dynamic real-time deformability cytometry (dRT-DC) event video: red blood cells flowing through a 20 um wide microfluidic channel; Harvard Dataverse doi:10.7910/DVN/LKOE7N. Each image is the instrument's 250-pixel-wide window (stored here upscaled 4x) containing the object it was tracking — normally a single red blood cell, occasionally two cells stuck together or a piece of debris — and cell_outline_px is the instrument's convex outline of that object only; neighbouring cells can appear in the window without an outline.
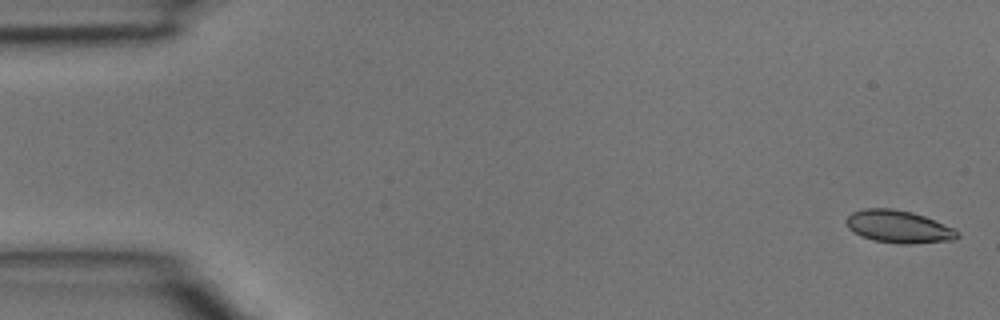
{"species": "common noctule bat (a hibernating species)", "species_latin": "Nyctalus noctula", "temperature_condition": "room temperature", "stored_images_in_passage": 44, "camera_frame_rate_fps": 3000, "um_per_image_px": 0.085, "animal": {"sex": "male", "body_mass_g": 15.6}, "frame": {"image": 1, "passage_image": 1, "time_ms": 0.0, "image_size_px": [1000, 320], "cell_outline_px": [[960, 236], [956, 240], [908, 244], [900, 244], [872, 240], [860, 236], [848, 228], [844, 220], [852, 212], [864, 208], [892, 208], [912, 212], [924, 216], [952, 228], [960, 232]], "centroid_in_image_um": [76.36, 19.27], "position_along_channel_um": 8.6, "area_um2": 21.21}}
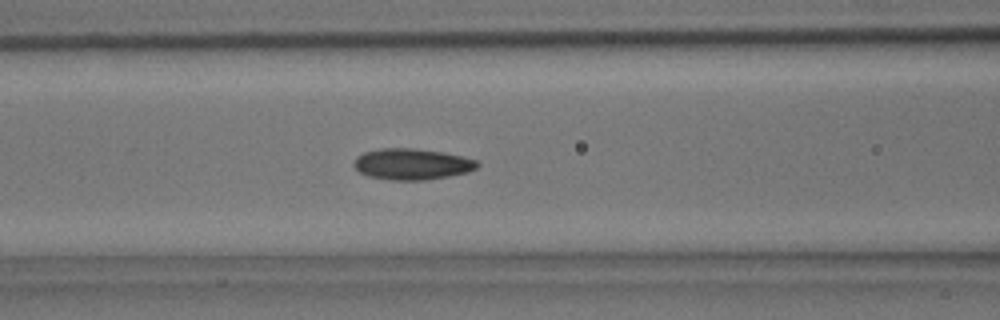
{"frame": {"image": 2, "passage_image": 18, "time_ms": 5.667, "image_size_px": [1000, 320], "cell_outline_px": [[480, 164], [476, 168], [468, 172], [448, 176], [424, 180], [392, 180], [368, 176], [360, 172], [352, 164], [356, 156], [364, 152], [380, 148], [416, 148], [444, 152], [476, 160]], "centroid_in_image_um": [34.99, 13.94], "position_along_channel_um": 131.6, "area_um2": 22.43}}
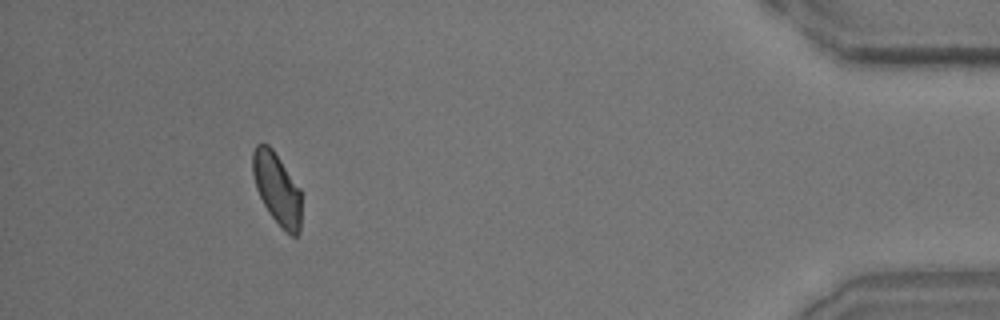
{"frame": {"image": 3, "passage_image": 41, "time_ms": 13.333, "image_size_px": [1000, 320], "cell_outline_px": [[300, 232], [296, 236], [292, 236], [268, 212], [256, 188], [252, 172], [252, 152], [256, 144], [268, 144], [272, 148], [300, 188]], "centroid_in_image_um": [23.53, 15.99], "position_along_channel_um": 411.7, "area_um2": 20.0}}